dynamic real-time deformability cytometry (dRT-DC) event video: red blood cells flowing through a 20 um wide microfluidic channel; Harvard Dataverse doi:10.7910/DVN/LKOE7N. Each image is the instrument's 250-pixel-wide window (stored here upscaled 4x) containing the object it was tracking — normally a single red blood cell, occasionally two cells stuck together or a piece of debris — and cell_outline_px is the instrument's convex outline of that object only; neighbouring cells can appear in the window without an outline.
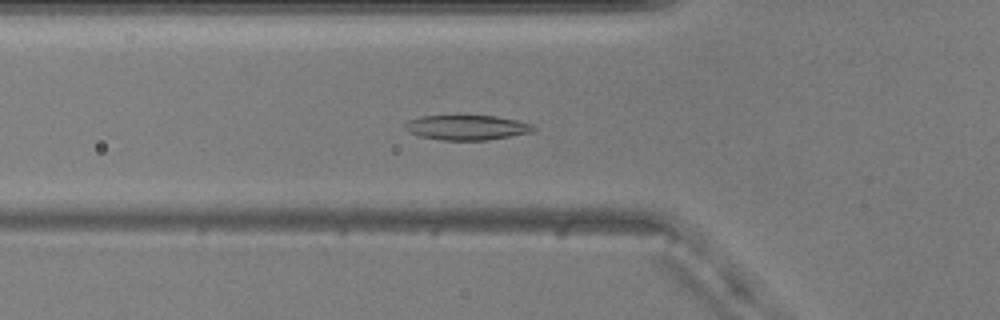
{"species": "common noctule bat (a hibernating species)", "species_latin": "Nyctalus noctula", "temperature_condition": "warm", "stored_images_in_passage": 37, "camera_frame_rate_fps": 3000, "um_per_image_px": 0.085, "animal": {"sex": "male", "body_mass_g": 20.5, "forearm_length_mm": 52.5}, "frame": {"image": 1, "passage_image": 9, "time_ms": 2.667, "image_size_px": [1000, 320], "cell_outline_px": [[536, 128], [532, 132], [488, 140], [444, 140], [420, 136], [408, 132], [404, 128], [404, 124], [408, 120], [420, 116], [456, 112], [496, 116], [516, 120], [532, 124]], "centroid_in_image_um": [39.62, 10.78], "position_along_channel_um": 86.2, "area_um2": 19.65}}
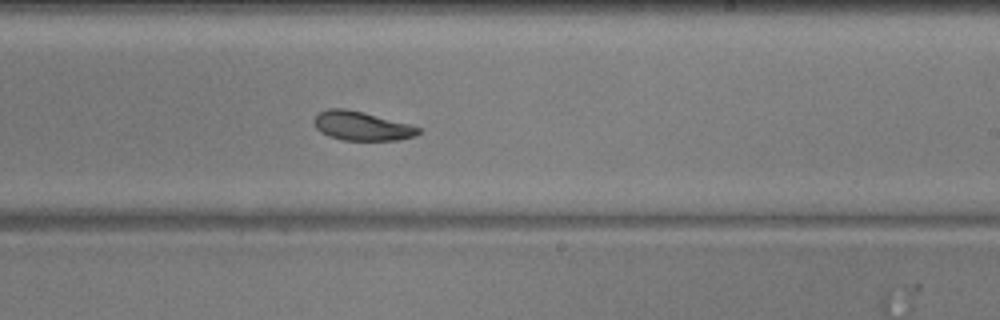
{"frame": {"image": 2, "passage_image": 23, "time_ms": 7.333, "image_size_px": [1000, 320], "cell_outline_px": [[420, 132], [416, 136], [396, 140], [344, 140], [328, 136], [320, 132], [316, 128], [316, 116], [320, 112], [328, 108], [344, 108], [364, 112], [408, 124], [420, 128]], "centroid_in_image_um": [30.75, 10.71], "position_along_channel_um": 258.3, "area_um2": 17.4}}
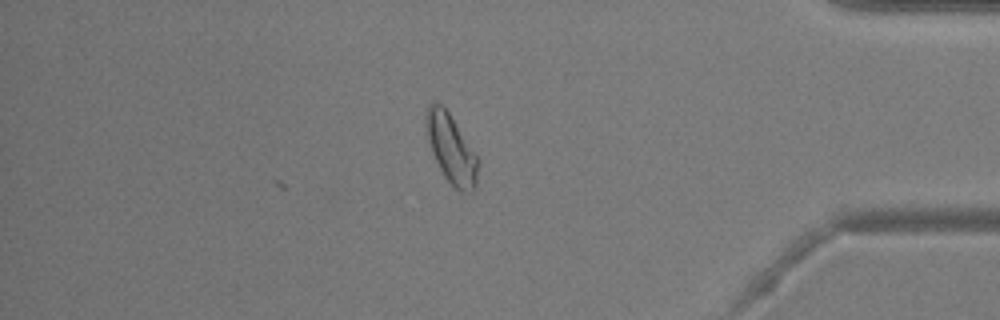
{"frame": {"image": 3, "passage_image": 37, "time_ms": 12.0, "image_size_px": [1000, 320], "cell_outline_px": [[480, 160], [476, 188], [472, 192], [460, 192], [444, 176], [432, 152], [428, 140], [424, 124], [424, 116], [428, 104], [432, 100], [436, 100], [448, 112]], "centroid_in_image_um": [38.35, 12.63], "position_along_channel_um": 396.9, "area_um2": 21.04}, "authors_computed_cell_mechanics": {"area_um2": 17.8024, "velocity_mm_per_s": 3.6746, "shape_relaxation_time_tau1_ms": 4.0914, "shape_relaxation_time_tau2_ms": 4.5206, "deformation_change_tau1": 0.1294, "deformation_change_tau2": 0.1135}}